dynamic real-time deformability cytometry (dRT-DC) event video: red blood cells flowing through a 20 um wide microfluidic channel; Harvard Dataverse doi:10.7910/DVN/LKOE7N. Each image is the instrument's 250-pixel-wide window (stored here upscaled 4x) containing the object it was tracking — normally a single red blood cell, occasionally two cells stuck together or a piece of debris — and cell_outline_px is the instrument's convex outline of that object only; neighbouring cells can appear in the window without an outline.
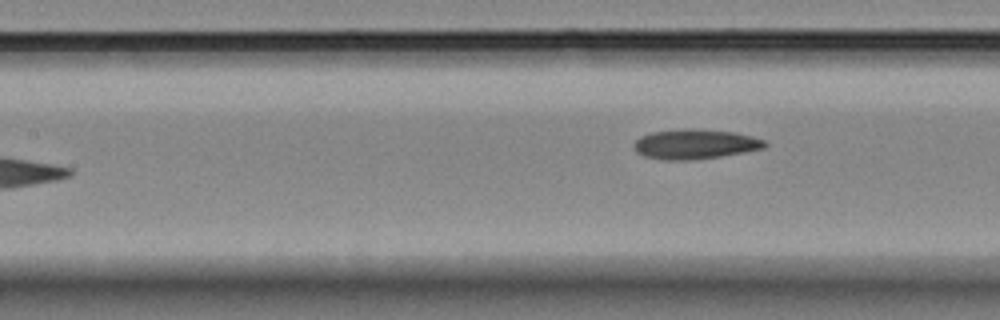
{"species": "Egyptian fruit bat (a non-hibernating species)", "species_latin": "Rousettus aegyptiacus", "temperature_condition": "room temperature", "stored_images_in_passage": 4, "camera_frame_rate_fps": 3000, "um_per_image_px": 0.085, "animal": {"sex": "female"}, "frame": {"image": 1, "passage_image": 4, "time_ms": 3.667, "image_size_px": [1000, 320], "cell_outline_px": [[768, 144], [764, 148], [744, 152], [720, 156], [692, 160], [664, 160], [644, 156], [636, 152], [632, 144], [640, 136], [652, 132], [684, 128], [692, 128], [732, 132], [752, 136], [764, 140]], "centroid_in_image_um": [59.05, 12.25], "position_along_channel_um": 148.4, "area_um2": 22.77}}